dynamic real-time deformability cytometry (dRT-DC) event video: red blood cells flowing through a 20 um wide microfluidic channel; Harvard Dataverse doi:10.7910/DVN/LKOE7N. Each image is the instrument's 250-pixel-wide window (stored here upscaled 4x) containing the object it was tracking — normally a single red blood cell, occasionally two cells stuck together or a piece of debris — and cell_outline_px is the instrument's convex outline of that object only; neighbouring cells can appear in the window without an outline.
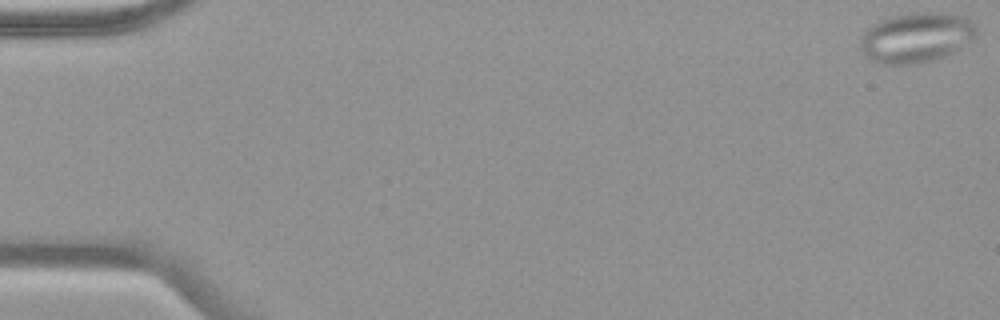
{"species": "common noctule bat (a hibernating species)", "species_latin": "Nyctalus noctula", "temperature_condition": "warm", "stored_images_in_passage": 55, "camera_frame_rate_fps": 3000, "um_per_image_px": 0.085, "animal": {"sex": "female", "body_mass_g": 19.9}, "frame": {"image": 1, "passage_image": 1, "time_ms": 0.0, "image_size_px": [1000, 320], "cell_outline_px": [[976, 32], [972, 40], [956, 52], [932, 60], [916, 64], [880, 64], [872, 60], [860, 48], [860, 40], [864, 32], [872, 24], [880, 20], [892, 16], [916, 12], [936, 12], [960, 16], [968, 20], [976, 28]], "centroid_in_image_um": [77.87, 3.2], "position_along_channel_um": 7.1, "area_um2": 33.64}}
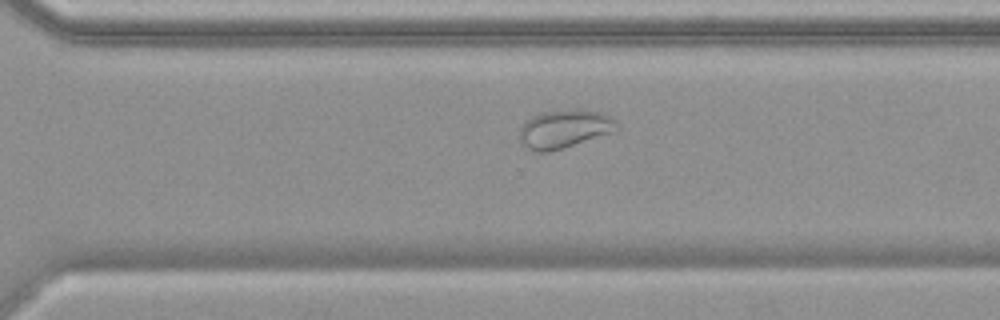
{"frame": {"image": 2, "passage_image": 39, "time_ms": 12.667, "image_size_px": [1000, 320], "cell_outline_px": [[620, 128], [616, 132], [564, 148], [548, 152], [532, 152], [524, 148], [520, 144], [520, 124], [524, 120], [540, 112], [572, 108], [584, 108], [600, 112], [616, 120]], "centroid_in_image_um": [47.96, 10.95], "position_along_channel_um": 322.6, "area_um2": 22.72}}
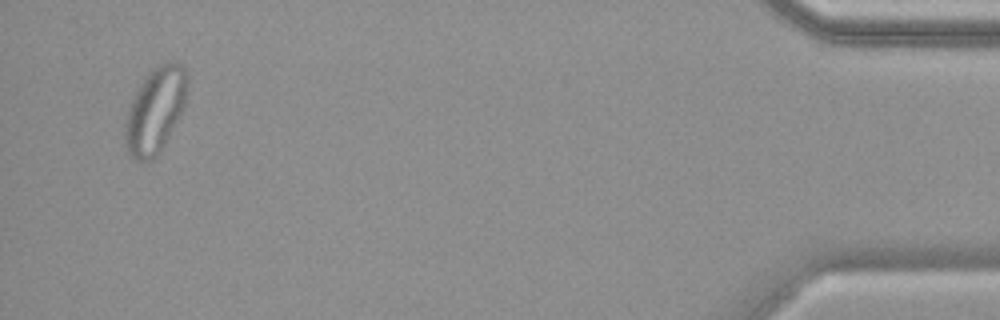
{"frame": {"image": 3, "passage_image": 53, "time_ms": 17.333, "image_size_px": [1000, 320], "cell_outline_px": [[188, 76], [184, 104], [160, 152], [152, 160], [140, 164], [132, 160], [128, 152], [124, 140], [124, 128], [128, 108], [140, 84], [152, 68], [168, 60], [172, 60], [184, 64]], "centroid_in_image_um": [13.17, 9.38], "position_along_channel_um": 422.0, "area_um2": 31.1}, "authors_computed_cell_mechanics": {"area_um2": 28.7844, "velocity_mm_per_s": 3.7351, "shape_relaxation_time_tau1_ms": null, "shape_relaxation_time_tau2_ms": 1.4617, "deformation_change_tau1": null, "deformation_change_tau2": 0.0689}}